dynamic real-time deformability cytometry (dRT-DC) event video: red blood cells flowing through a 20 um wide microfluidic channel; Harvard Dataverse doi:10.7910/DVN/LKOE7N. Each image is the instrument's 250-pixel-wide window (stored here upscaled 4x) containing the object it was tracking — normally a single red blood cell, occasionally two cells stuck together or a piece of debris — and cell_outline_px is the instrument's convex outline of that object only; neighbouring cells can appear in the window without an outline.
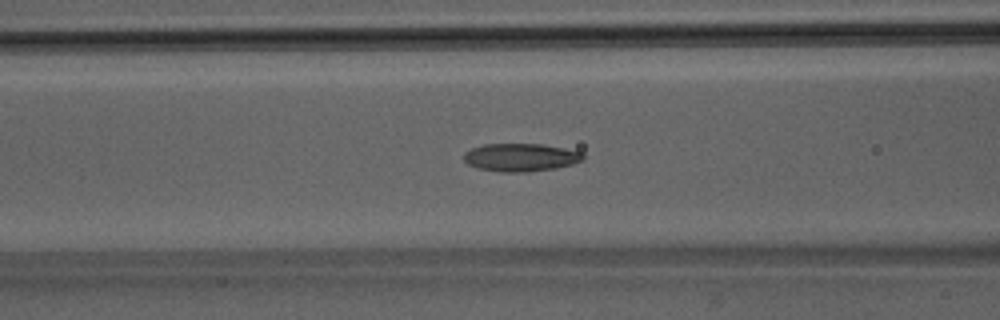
{"species": "Egyptian fruit bat (a non-hibernating species)", "species_latin": "Rousettus aegyptiacus", "temperature_condition": "room temperature", "stored_images_in_passage": 51, "camera_frame_rate_fps": 3000, "um_per_image_px": 0.085, "animal": {"sex": "male"}, "frame": {"image": 1, "passage_image": 21, "time_ms": 6.667, "image_size_px": [1000, 320], "cell_outline_px": [[584, 160], [572, 164], [556, 168], [528, 172], [500, 172], [476, 168], [468, 164], [464, 160], [464, 152], [472, 148], [484, 144], [540, 144], [564, 148], [580, 152], [584, 156]], "centroid_in_image_um": [44.24, 13.38], "position_along_channel_um": 122.4, "area_um2": 19.48}}
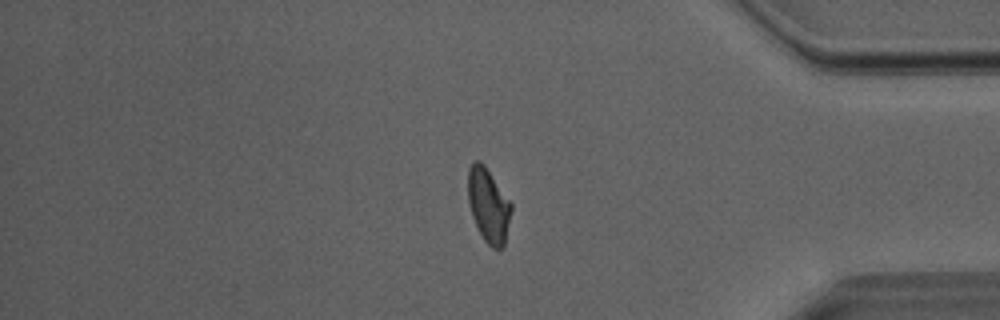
{"frame": {"image": 2, "passage_image": 43, "time_ms": 14.0, "image_size_px": [1000, 320], "cell_outline_px": [[512, 208], [504, 244], [500, 248], [492, 248], [484, 240], [472, 216], [468, 200], [468, 168], [476, 160], [480, 160], [484, 164], [512, 204]], "centroid_in_image_um": [41.51, 17.43], "position_along_channel_um": 393.7, "area_um2": 18.38}}
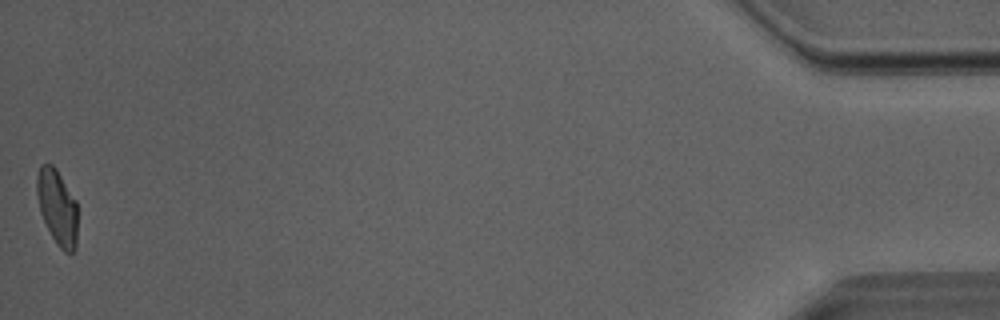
{"frame": {"image": 3, "passage_image": 51, "time_ms": 16.667, "image_size_px": [1000, 320], "cell_outline_px": [[76, 248], [72, 252], [64, 252], [56, 244], [40, 212], [36, 192], [36, 176], [40, 164], [52, 164], [56, 168], [76, 200]], "centroid_in_image_um": [4.85, 17.58], "position_along_channel_um": 430.4, "area_um2": 17.8}, "authors_computed_cell_mechanics": {"area_um2": 19.074, "velocity_mm_per_s": 4.0443, "shape_relaxation_time_tau1_ms": 7.9833, "shape_relaxation_time_tau2_ms": 1.5448, "deformation_change_tau1": 0.1981, "deformation_change_tau2": 0.0781}}